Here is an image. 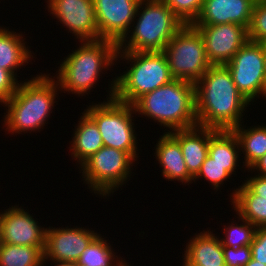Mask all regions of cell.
Segmentation results:
<instances>
[{"mask_svg": "<svg viewBox=\"0 0 266 266\" xmlns=\"http://www.w3.org/2000/svg\"><path fill=\"white\" fill-rule=\"evenodd\" d=\"M195 100L198 125L216 130L239 126L251 107L226 65H212L195 83Z\"/></svg>", "mask_w": 266, "mask_h": 266, "instance_id": "obj_1", "label": "cell"}, {"mask_svg": "<svg viewBox=\"0 0 266 266\" xmlns=\"http://www.w3.org/2000/svg\"><path fill=\"white\" fill-rule=\"evenodd\" d=\"M25 80L19 83L12 97L2 104L4 109H7L2 125L8 134L25 135L44 129L57 102L56 97L59 99L61 93L53 75L39 73Z\"/></svg>", "mask_w": 266, "mask_h": 266, "instance_id": "obj_2", "label": "cell"}, {"mask_svg": "<svg viewBox=\"0 0 266 266\" xmlns=\"http://www.w3.org/2000/svg\"><path fill=\"white\" fill-rule=\"evenodd\" d=\"M78 42L77 49L62 59L53 77L57 80L61 92L83 97L95 88L100 76L103 78L102 74L113 70L111 68L114 65L117 67L118 47L115 42L106 39Z\"/></svg>", "mask_w": 266, "mask_h": 266, "instance_id": "obj_3", "label": "cell"}, {"mask_svg": "<svg viewBox=\"0 0 266 266\" xmlns=\"http://www.w3.org/2000/svg\"><path fill=\"white\" fill-rule=\"evenodd\" d=\"M133 107L138 117L157 122L167 133L198 125L193 82L174 79L141 96Z\"/></svg>", "mask_w": 266, "mask_h": 266, "instance_id": "obj_4", "label": "cell"}, {"mask_svg": "<svg viewBox=\"0 0 266 266\" xmlns=\"http://www.w3.org/2000/svg\"><path fill=\"white\" fill-rule=\"evenodd\" d=\"M120 59L130 65L124 67L127 69L122 74L120 72L115 76L114 98L119 102L133 105L144 94L174 80L162 51H117L116 63H121Z\"/></svg>", "mask_w": 266, "mask_h": 266, "instance_id": "obj_5", "label": "cell"}, {"mask_svg": "<svg viewBox=\"0 0 266 266\" xmlns=\"http://www.w3.org/2000/svg\"><path fill=\"white\" fill-rule=\"evenodd\" d=\"M183 26V22L162 0H141L130 34L117 45V51H163Z\"/></svg>", "mask_w": 266, "mask_h": 266, "instance_id": "obj_6", "label": "cell"}, {"mask_svg": "<svg viewBox=\"0 0 266 266\" xmlns=\"http://www.w3.org/2000/svg\"><path fill=\"white\" fill-rule=\"evenodd\" d=\"M116 77L109 82L108 96L103 102L92 103L84 111L96 122L103 144L107 147L127 152L135 161L140 156L137 146V132L133 117L136 112L133 105L122 103L114 98ZM135 114V115H134ZM138 152V153H137Z\"/></svg>", "mask_w": 266, "mask_h": 266, "instance_id": "obj_7", "label": "cell"}, {"mask_svg": "<svg viewBox=\"0 0 266 266\" xmlns=\"http://www.w3.org/2000/svg\"><path fill=\"white\" fill-rule=\"evenodd\" d=\"M134 163L127 152L103 146L79 167V173L91 193L107 199L132 178Z\"/></svg>", "mask_w": 266, "mask_h": 266, "instance_id": "obj_8", "label": "cell"}, {"mask_svg": "<svg viewBox=\"0 0 266 266\" xmlns=\"http://www.w3.org/2000/svg\"><path fill=\"white\" fill-rule=\"evenodd\" d=\"M174 79L194 84L212 66L201 33L193 24L184 25L162 51Z\"/></svg>", "mask_w": 266, "mask_h": 266, "instance_id": "obj_9", "label": "cell"}, {"mask_svg": "<svg viewBox=\"0 0 266 266\" xmlns=\"http://www.w3.org/2000/svg\"><path fill=\"white\" fill-rule=\"evenodd\" d=\"M238 91L253 105L262 96L266 100V76L263 43L248 40L226 64Z\"/></svg>", "mask_w": 266, "mask_h": 266, "instance_id": "obj_10", "label": "cell"}, {"mask_svg": "<svg viewBox=\"0 0 266 266\" xmlns=\"http://www.w3.org/2000/svg\"><path fill=\"white\" fill-rule=\"evenodd\" d=\"M50 16L79 41L99 39L93 0H45Z\"/></svg>", "mask_w": 266, "mask_h": 266, "instance_id": "obj_11", "label": "cell"}, {"mask_svg": "<svg viewBox=\"0 0 266 266\" xmlns=\"http://www.w3.org/2000/svg\"><path fill=\"white\" fill-rule=\"evenodd\" d=\"M22 206H11L0 212V242L39 247L45 250L46 228Z\"/></svg>", "mask_w": 266, "mask_h": 266, "instance_id": "obj_12", "label": "cell"}, {"mask_svg": "<svg viewBox=\"0 0 266 266\" xmlns=\"http://www.w3.org/2000/svg\"><path fill=\"white\" fill-rule=\"evenodd\" d=\"M194 26L202 35L211 65H226L249 40L248 29L238 24Z\"/></svg>", "mask_w": 266, "mask_h": 266, "instance_id": "obj_13", "label": "cell"}, {"mask_svg": "<svg viewBox=\"0 0 266 266\" xmlns=\"http://www.w3.org/2000/svg\"><path fill=\"white\" fill-rule=\"evenodd\" d=\"M141 0H93L99 39L117 45L129 34Z\"/></svg>", "mask_w": 266, "mask_h": 266, "instance_id": "obj_14", "label": "cell"}, {"mask_svg": "<svg viewBox=\"0 0 266 266\" xmlns=\"http://www.w3.org/2000/svg\"><path fill=\"white\" fill-rule=\"evenodd\" d=\"M46 228L43 260L75 261L86 250L90 242L99 234L95 229L74 226L68 228Z\"/></svg>", "mask_w": 266, "mask_h": 266, "instance_id": "obj_15", "label": "cell"}, {"mask_svg": "<svg viewBox=\"0 0 266 266\" xmlns=\"http://www.w3.org/2000/svg\"><path fill=\"white\" fill-rule=\"evenodd\" d=\"M255 3L250 0H204L193 25L238 24L249 28Z\"/></svg>", "mask_w": 266, "mask_h": 266, "instance_id": "obj_16", "label": "cell"}, {"mask_svg": "<svg viewBox=\"0 0 266 266\" xmlns=\"http://www.w3.org/2000/svg\"><path fill=\"white\" fill-rule=\"evenodd\" d=\"M193 235L186 243L181 266H225L220 236L210 228Z\"/></svg>", "mask_w": 266, "mask_h": 266, "instance_id": "obj_17", "label": "cell"}, {"mask_svg": "<svg viewBox=\"0 0 266 266\" xmlns=\"http://www.w3.org/2000/svg\"><path fill=\"white\" fill-rule=\"evenodd\" d=\"M216 131L197 125L169 132L179 142L188 172L193 178L208 156L209 140Z\"/></svg>", "mask_w": 266, "mask_h": 266, "instance_id": "obj_18", "label": "cell"}, {"mask_svg": "<svg viewBox=\"0 0 266 266\" xmlns=\"http://www.w3.org/2000/svg\"><path fill=\"white\" fill-rule=\"evenodd\" d=\"M154 158L162 169L163 178L168 181H177L186 186L193 183L182 154L179 142L168 132L157 139Z\"/></svg>", "mask_w": 266, "mask_h": 266, "instance_id": "obj_19", "label": "cell"}, {"mask_svg": "<svg viewBox=\"0 0 266 266\" xmlns=\"http://www.w3.org/2000/svg\"><path fill=\"white\" fill-rule=\"evenodd\" d=\"M22 33L0 26V68L8 70L16 78L20 77L17 75L18 70L25 68L34 58V52L23 37L27 34Z\"/></svg>", "mask_w": 266, "mask_h": 266, "instance_id": "obj_20", "label": "cell"}, {"mask_svg": "<svg viewBox=\"0 0 266 266\" xmlns=\"http://www.w3.org/2000/svg\"><path fill=\"white\" fill-rule=\"evenodd\" d=\"M81 114L77 126H74L72 140L69 141L71 147H68L78 168L104 146L96 122L85 111Z\"/></svg>", "mask_w": 266, "mask_h": 266, "instance_id": "obj_21", "label": "cell"}, {"mask_svg": "<svg viewBox=\"0 0 266 266\" xmlns=\"http://www.w3.org/2000/svg\"><path fill=\"white\" fill-rule=\"evenodd\" d=\"M232 131L237 136L240 145L243 168L249 169L258 159L266 154V124L247 126L244 121Z\"/></svg>", "mask_w": 266, "mask_h": 266, "instance_id": "obj_22", "label": "cell"}, {"mask_svg": "<svg viewBox=\"0 0 266 266\" xmlns=\"http://www.w3.org/2000/svg\"><path fill=\"white\" fill-rule=\"evenodd\" d=\"M232 210L257 228L266 227V200H256L243 183L230 194Z\"/></svg>", "mask_w": 266, "mask_h": 266, "instance_id": "obj_23", "label": "cell"}, {"mask_svg": "<svg viewBox=\"0 0 266 266\" xmlns=\"http://www.w3.org/2000/svg\"><path fill=\"white\" fill-rule=\"evenodd\" d=\"M102 236L101 233L98 234L80 255L77 261L79 266H125L128 263L124 258L118 257V252H114L107 242L109 239Z\"/></svg>", "mask_w": 266, "mask_h": 266, "instance_id": "obj_24", "label": "cell"}, {"mask_svg": "<svg viewBox=\"0 0 266 266\" xmlns=\"http://www.w3.org/2000/svg\"><path fill=\"white\" fill-rule=\"evenodd\" d=\"M208 155L219 164H241L237 136L232 130H217L209 140ZM240 162V163H239Z\"/></svg>", "mask_w": 266, "mask_h": 266, "instance_id": "obj_25", "label": "cell"}, {"mask_svg": "<svg viewBox=\"0 0 266 266\" xmlns=\"http://www.w3.org/2000/svg\"><path fill=\"white\" fill-rule=\"evenodd\" d=\"M43 257L39 247L0 242V266H43Z\"/></svg>", "mask_w": 266, "mask_h": 266, "instance_id": "obj_26", "label": "cell"}, {"mask_svg": "<svg viewBox=\"0 0 266 266\" xmlns=\"http://www.w3.org/2000/svg\"><path fill=\"white\" fill-rule=\"evenodd\" d=\"M240 167L239 164H219L209 155L201 165L200 171L193 178V183H196L199 179H202L213 187L214 191L220 190L224 182H229L228 179L233 177L232 174L236 175V169ZM197 180V181H196Z\"/></svg>", "mask_w": 266, "mask_h": 266, "instance_id": "obj_27", "label": "cell"}, {"mask_svg": "<svg viewBox=\"0 0 266 266\" xmlns=\"http://www.w3.org/2000/svg\"><path fill=\"white\" fill-rule=\"evenodd\" d=\"M236 215L234 216L235 219L237 218L238 222H235L236 220L231 219L233 221H231V223L228 222L227 225L224 224L223 230L221 231L223 232L222 235H225V237H220L223 246L238 248L251 245L253 241L257 227L239 216L237 213Z\"/></svg>", "mask_w": 266, "mask_h": 266, "instance_id": "obj_28", "label": "cell"}, {"mask_svg": "<svg viewBox=\"0 0 266 266\" xmlns=\"http://www.w3.org/2000/svg\"><path fill=\"white\" fill-rule=\"evenodd\" d=\"M184 25L194 24L203 8L204 0H162Z\"/></svg>", "mask_w": 266, "mask_h": 266, "instance_id": "obj_29", "label": "cell"}, {"mask_svg": "<svg viewBox=\"0 0 266 266\" xmlns=\"http://www.w3.org/2000/svg\"><path fill=\"white\" fill-rule=\"evenodd\" d=\"M248 39L252 42H266V0L254 5L248 28Z\"/></svg>", "mask_w": 266, "mask_h": 266, "instance_id": "obj_30", "label": "cell"}, {"mask_svg": "<svg viewBox=\"0 0 266 266\" xmlns=\"http://www.w3.org/2000/svg\"><path fill=\"white\" fill-rule=\"evenodd\" d=\"M223 255L226 266H245L252 256L250 245L238 248L223 246Z\"/></svg>", "mask_w": 266, "mask_h": 266, "instance_id": "obj_31", "label": "cell"}, {"mask_svg": "<svg viewBox=\"0 0 266 266\" xmlns=\"http://www.w3.org/2000/svg\"><path fill=\"white\" fill-rule=\"evenodd\" d=\"M22 80L18 81L11 72L0 68V104L9 100L12 95L17 91L19 83Z\"/></svg>", "mask_w": 266, "mask_h": 266, "instance_id": "obj_32", "label": "cell"}, {"mask_svg": "<svg viewBox=\"0 0 266 266\" xmlns=\"http://www.w3.org/2000/svg\"><path fill=\"white\" fill-rule=\"evenodd\" d=\"M250 248L251 258L266 265V227L256 228Z\"/></svg>", "mask_w": 266, "mask_h": 266, "instance_id": "obj_33", "label": "cell"}, {"mask_svg": "<svg viewBox=\"0 0 266 266\" xmlns=\"http://www.w3.org/2000/svg\"><path fill=\"white\" fill-rule=\"evenodd\" d=\"M245 178L246 180L242 183L256 195V200H266V177L255 173Z\"/></svg>", "mask_w": 266, "mask_h": 266, "instance_id": "obj_34", "label": "cell"}, {"mask_svg": "<svg viewBox=\"0 0 266 266\" xmlns=\"http://www.w3.org/2000/svg\"><path fill=\"white\" fill-rule=\"evenodd\" d=\"M246 171L250 172L251 174L255 172L256 174L266 177V154L258 159L249 169Z\"/></svg>", "mask_w": 266, "mask_h": 266, "instance_id": "obj_35", "label": "cell"}, {"mask_svg": "<svg viewBox=\"0 0 266 266\" xmlns=\"http://www.w3.org/2000/svg\"><path fill=\"white\" fill-rule=\"evenodd\" d=\"M51 262V266H79L77 262L75 261H56V260H43V266H45L46 262ZM53 263V264H52Z\"/></svg>", "mask_w": 266, "mask_h": 266, "instance_id": "obj_36", "label": "cell"}, {"mask_svg": "<svg viewBox=\"0 0 266 266\" xmlns=\"http://www.w3.org/2000/svg\"><path fill=\"white\" fill-rule=\"evenodd\" d=\"M245 266H266V265L251 258V260Z\"/></svg>", "mask_w": 266, "mask_h": 266, "instance_id": "obj_37", "label": "cell"}, {"mask_svg": "<svg viewBox=\"0 0 266 266\" xmlns=\"http://www.w3.org/2000/svg\"><path fill=\"white\" fill-rule=\"evenodd\" d=\"M263 56H264L265 76H266V42L263 43Z\"/></svg>", "mask_w": 266, "mask_h": 266, "instance_id": "obj_38", "label": "cell"}, {"mask_svg": "<svg viewBox=\"0 0 266 266\" xmlns=\"http://www.w3.org/2000/svg\"><path fill=\"white\" fill-rule=\"evenodd\" d=\"M250 1L254 2L255 4H257L258 2H261L263 0H250Z\"/></svg>", "mask_w": 266, "mask_h": 266, "instance_id": "obj_39", "label": "cell"}, {"mask_svg": "<svg viewBox=\"0 0 266 266\" xmlns=\"http://www.w3.org/2000/svg\"><path fill=\"white\" fill-rule=\"evenodd\" d=\"M125 266H133V264L131 265V264H129V262L128 263H126V265Z\"/></svg>", "mask_w": 266, "mask_h": 266, "instance_id": "obj_40", "label": "cell"}]
</instances>
